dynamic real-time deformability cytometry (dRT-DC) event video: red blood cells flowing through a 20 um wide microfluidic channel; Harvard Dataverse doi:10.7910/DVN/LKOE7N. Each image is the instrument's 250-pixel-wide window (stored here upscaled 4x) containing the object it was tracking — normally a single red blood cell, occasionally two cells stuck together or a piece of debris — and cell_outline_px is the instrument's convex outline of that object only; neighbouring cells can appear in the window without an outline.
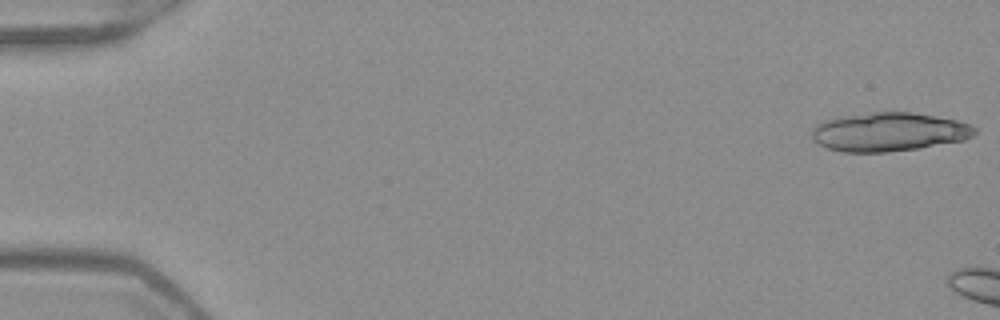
{"species": "Egyptian fruit bat (a non-hibernating species)", "species_latin": "Rousettus aegyptiacus", "temperature_condition": "warm", "stored_images_in_passage": 5, "camera_frame_rate_fps": 3000, "um_per_image_px": 0.085, "frame": {"image": 1, "passage_image": 1, "time_ms": 0.0, "image_size_px": [1000, 320], "cell_outline_px": [[976, 132], [972, 136], [964, 140], [916, 148], [888, 152], [840, 152], [828, 148], [812, 140], [812, 128], [816, 124], [840, 116], [872, 112], [912, 112], [956, 120], [968, 124], [976, 128]], "centroid_in_image_um": [75.52, 11.21], "position_along_channel_um": 9.5, "area_um2": 36.59}}